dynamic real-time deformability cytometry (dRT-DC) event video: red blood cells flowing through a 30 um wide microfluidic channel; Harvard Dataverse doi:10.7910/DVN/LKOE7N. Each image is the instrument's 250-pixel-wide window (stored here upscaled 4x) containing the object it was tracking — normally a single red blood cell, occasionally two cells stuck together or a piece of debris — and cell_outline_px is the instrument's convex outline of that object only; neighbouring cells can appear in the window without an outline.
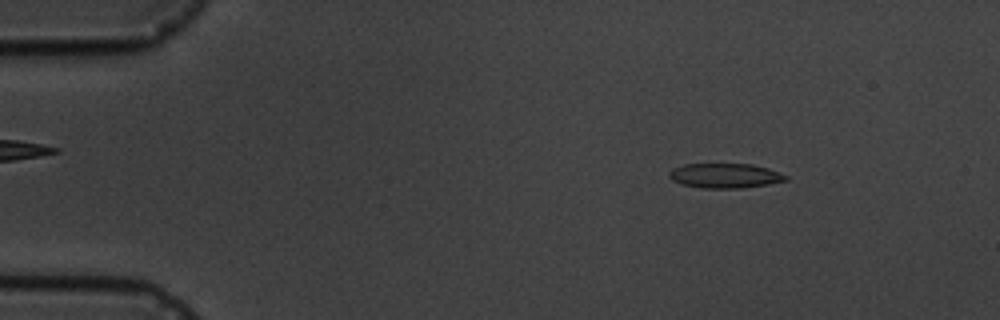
{"species": "common noctule bat (a hibernating species)", "species_latin": "Nyctalus noctula", "temperature_condition": "cold", "stored_images_in_passage": 5, "camera_frame_rate_fps": 3000, "um_per_image_px": 0.085, "animal": {"sex": "male", "body_mass_g": 19.5, "forearm_length_mm": 54.6}, "frame": {"image": 1, "passage_image": 2, "time_ms": 1.0, "image_size_px": [1000, 320], "cell_outline_px": [[788, 180], [740, 188], [704, 188], [680, 184], [672, 180], [668, 176], [668, 172], [672, 168], [684, 164], [752, 164], [768, 168], [788, 176]], "centroid_in_image_um": [61.57, 14.92], "position_along_channel_um": 23.4, "area_um2": 16.7}}
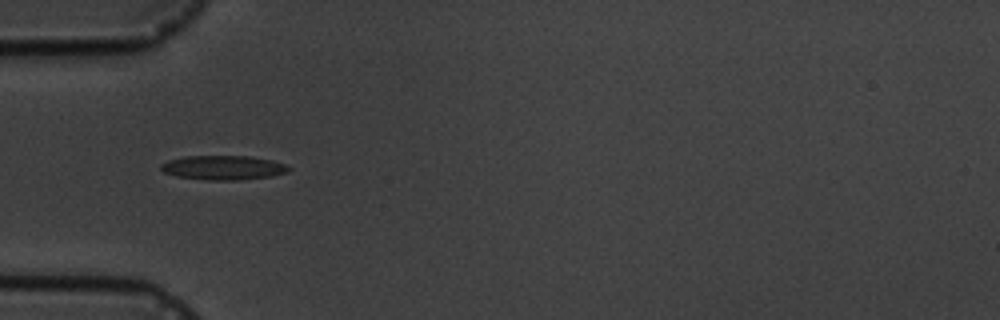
{"frame": {"image": 2, "passage_image": 5, "time_ms": 4.333, "image_size_px": [1000, 320], "cell_outline_px": [[292, 168], [288, 172], [272, 176], [236, 180], [208, 180], [176, 176], [164, 172], [160, 168], [160, 164], [168, 160], [184, 156], [248, 156], [272, 160], [284, 164]], "centroid_in_image_um": [18.97, 14.25], "position_along_channel_um": 66.0, "area_um2": 18.09}}